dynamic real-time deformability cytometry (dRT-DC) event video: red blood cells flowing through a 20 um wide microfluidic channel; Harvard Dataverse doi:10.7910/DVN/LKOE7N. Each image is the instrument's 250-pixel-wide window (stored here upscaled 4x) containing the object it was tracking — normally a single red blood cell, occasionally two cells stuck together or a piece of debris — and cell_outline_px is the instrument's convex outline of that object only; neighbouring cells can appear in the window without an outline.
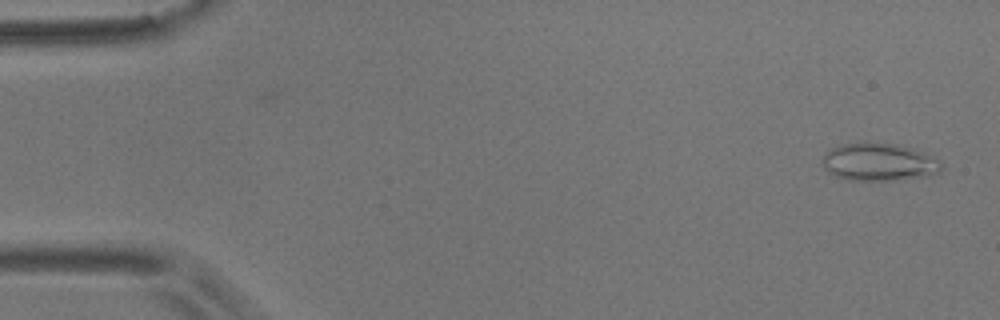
{"species": "common noctule bat (a hibernating species)", "species_latin": "Nyctalus noctula", "temperature_condition": "room temperature", "stored_images_in_passage": 56, "camera_frame_rate_fps": 3000, "um_per_image_px": 0.085, "animal": {"sex": "male", "body_mass_g": 17.9}, "frame": {"image": 1, "passage_image": 2, "time_ms": 0.333, "image_size_px": [1000, 320], "cell_outline_px": [[944, 164], [936, 172], [928, 176], [896, 180], [848, 180], [836, 176], [828, 172], [824, 168], [824, 156], [832, 148], [840, 144], [860, 140], [896, 144], [912, 148], [924, 152], [940, 160]], "centroid_in_image_um": [74.71, 13.75], "position_along_channel_um": 10.3, "area_um2": 26.47}}
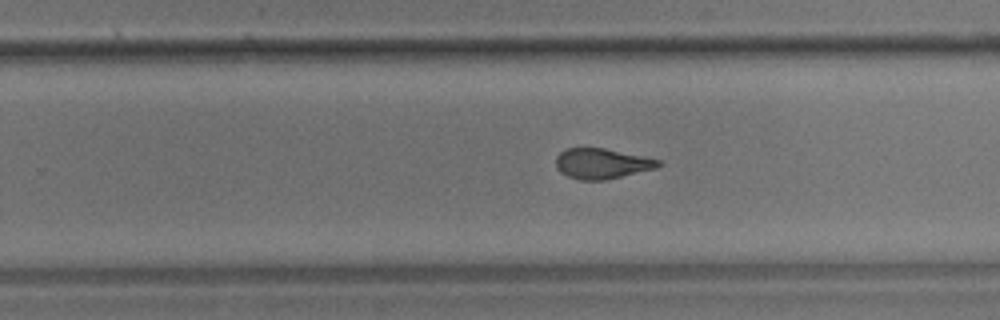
{"frame": {"image": 2, "passage_image": 35, "time_ms": 11.333, "image_size_px": [1000, 320], "cell_outline_px": [[664, 164], [656, 168], [604, 180], [580, 180], [568, 176], [560, 172], [556, 168], [556, 156], [564, 148], [604, 148], [660, 160]], "centroid_in_image_um": [51.13, 13.9], "position_along_channel_um": 278.7, "area_um2": 18.03}}
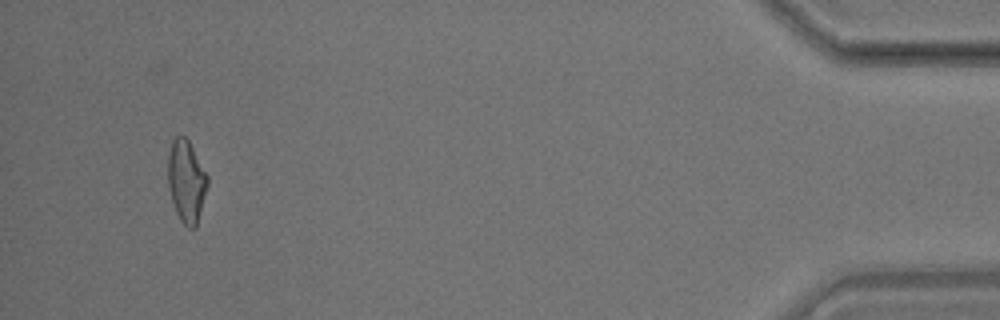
{"frame": {"image": 3, "passage_image": 53, "time_ms": 17.333, "image_size_px": [1000, 320], "cell_outline_px": [[208, 184], [196, 228], [188, 228], [180, 220], [176, 212], [172, 200], [168, 184], [168, 156], [172, 140], [176, 136], [184, 136], [188, 140], [208, 176]], "centroid_in_image_um": [15.84, 15.41], "position_along_channel_um": 419.4, "area_um2": 18.79}, "authors_computed_cell_mechanics": {"area_um2": 19.0451, "velocity_mm_per_s": 3.5732, "shape_relaxation_time_tau1_ms": 11.2039, "shape_relaxation_time_tau2_ms": 1.8308, "deformation_change_tau1": 0.243, "deformation_change_tau2": 0.0957}}